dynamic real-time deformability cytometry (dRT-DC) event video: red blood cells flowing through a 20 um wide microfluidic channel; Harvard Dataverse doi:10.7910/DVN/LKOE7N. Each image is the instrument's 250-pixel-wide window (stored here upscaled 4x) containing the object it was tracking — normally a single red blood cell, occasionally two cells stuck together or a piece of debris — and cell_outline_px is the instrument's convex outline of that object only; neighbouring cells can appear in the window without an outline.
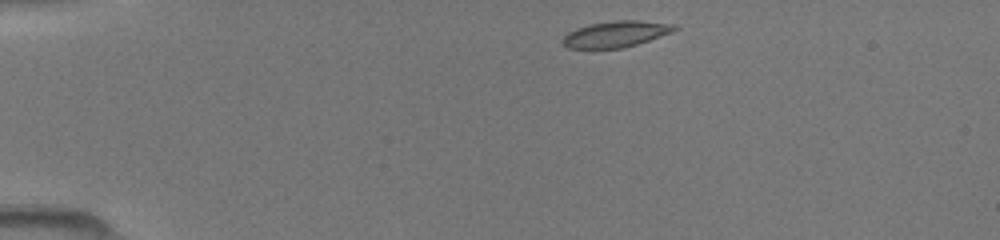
{"species": "common noctule bat (a hibernating species)", "species_latin": "Nyctalus noctula", "temperature_condition": "room temperature", "stored_images_in_passage": 40, "camera_frame_rate_fps": 3000, "um_per_image_px": 0.085, "animal": {"sex": "female", "body_mass_g": 19.5, "forearm_length_mm": 54.1}, "frame": {"image": 1, "passage_image": 1, "time_ms": 0.0, "image_size_px": [1000, 240], "cell_outline_px": [[680, 28], [672, 32], [624, 48], [568, 48], [560, 40], [568, 32], [576, 28], [592, 24], [612, 20], [640, 20], [676, 24]], "centroid_in_image_um": [52.37, 2.88], "position_along_channel_um": 32.6, "area_um2": 17.05}}
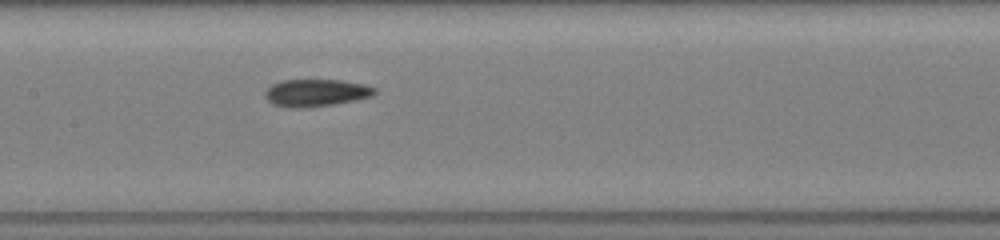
{"frame": {"image": 2, "passage_image": 16, "time_ms": 5.0, "image_size_px": [1000, 240], "cell_outline_px": [[376, 92], [372, 96], [356, 100], [332, 104], [272, 104], [264, 96], [264, 92], [272, 84], [280, 80], [340, 80], [368, 84], [376, 88]], "centroid_in_image_um": [26.95, 7.81], "position_along_channel_um": 180.4, "area_um2": 16.53}}
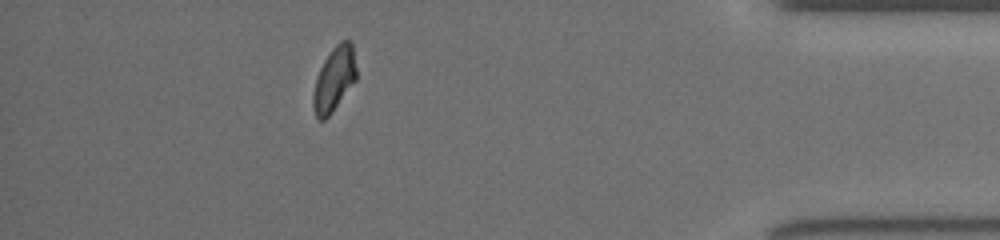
{"frame": {"image": 3, "passage_image": 35, "time_ms": 11.333, "image_size_px": [1000, 240], "cell_outline_px": [[356, 80], [332, 112], [324, 120], [320, 120], [316, 116], [312, 104], [312, 96], [316, 76], [324, 60], [332, 48], [340, 40], [352, 40], [356, 68]], "centroid_in_image_um": [28.4, 6.7], "position_along_channel_um": 406.8, "area_um2": 16.3}}